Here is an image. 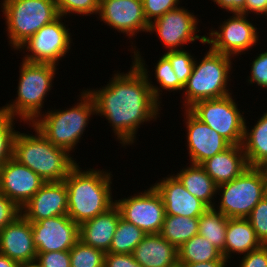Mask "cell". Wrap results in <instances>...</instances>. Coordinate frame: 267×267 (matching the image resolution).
I'll use <instances>...</instances> for the list:
<instances>
[{"label":"cell","instance_id":"obj_38","mask_svg":"<svg viewBox=\"0 0 267 267\" xmlns=\"http://www.w3.org/2000/svg\"><path fill=\"white\" fill-rule=\"evenodd\" d=\"M249 65H251V76H248L247 82L267 89V50L262 53L260 51Z\"/></svg>","mask_w":267,"mask_h":267},{"label":"cell","instance_id":"obj_1","mask_svg":"<svg viewBox=\"0 0 267 267\" xmlns=\"http://www.w3.org/2000/svg\"><path fill=\"white\" fill-rule=\"evenodd\" d=\"M108 82L102 88L86 91L94 100L96 115L108 120L116 141L125 148L138 140L136 134L144 122L160 117L161 105L153 97L145 75L133 62L127 73L117 71Z\"/></svg>","mask_w":267,"mask_h":267},{"label":"cell","instance_id":"obj_5","mask_svg":"<svg viewBox=\"0 0 267 267\" xmlns=\"http://www.w3.org/2000/svg\"><path fill=\"white\" fill-rule=\"evenodd\" d=\"M20 65L17 97L0 110L13 118H20L24 124H32L43 113L45 98L53 88L58 69L54 64L24 60Z\"/></svg>","mask_w":267,"mask_h":267},{"label":"cell","instance_id":"obj_16","mask_svg":"<svg viewBox=\"0 0 267 267\" xmlns=\"http://www.w3.org/2000/svg\"><path fill=\"white\" fill-rule=\"evenodd\" d=\"M189 163L201 165L204 161L227 149L231 144L214 129L184 109Z\"/></svg>","mask_w":267,"mask_h":267},{"label":"cell","instance_id":"obj_37","mask_svg":"<svg viewBox=\"0 0 267 267\" xmlns=\"http://www.w3.org/2000/svg\"><path fill=\"white\" fill-rule=\"evenodd\" d=\"M182 1V0H181ZM180 0H142L144 15L150 24L166 12L179 7Z\"/></svg>","mask_w":267,"mask_h":267},{"label":"cell","instance_id":"obj_4","mask_svg":"<svg viewBox=\"0 0 267 267\" xmlns=\"http://www.w3.org/2000/svg\"><path fill=\"white\" fill-rule=\"evenodd\" d=\"M80 98V99H79ZM78 102L70 108L45 110L32 125L53 145L75 152L77 144L88 127L90 117L96 114L92 96L84 89ZM72 151V152H71Z\"/></svg>","mask_w":267,"mask_h":267},{"label":"cell","instance_id":"obj_25","mask_svg":"<svg viewBox=\"0 0 267 267\" xmlns=\"http://www.w3.org/2000/svg\"><path fill=\"white\" fill-rule=\"evenodd\" d=\"M262 245L247 218H228L224 244V258L227 261L234 258L233 255H246Z\"/></svg>","mask_w":267,"mask_h":267},{"label":"cell","instance_id":"obj_21","mask_svg":"<svg viewBox=\"0 0 267 267\" xmlns=\"http://www.w3.org/2000/svg\"><path fill=\"white\" fill-rule=\"evenodd\" d=\"M120 217L119 209L114 204L107 211L98 214L79 226V240L85 245L107 253Z\"/></svg>","mask_w":267,"mask_h":267},{"label":"cell","instance_id":"obj_9","mask_svg":"<svg viewBox=\"0 0 267 267\" xmlns=\"http://www.w3.org/2000/svg\"><path fill=\"white\" fill-rule=\"evenodd\" d=\"M188 110L231 145H242L247 118L243 115L245 112L238 108L232 94L216 99L200 100Z\"/></svg>","mask_w":267,"mask_h":267},{"label":"cell","instance_id":"obj_27","mask_svg":"<svg viewBox=\"0 0 267 267\" xmlns=\"http://www.w3.org/2000/svg\"><path fill=\"white\" fill-rule=\"evenodd\" d=\"M242 147L248 166L267 168V110L251 129L245 120Z\"/></svg>","mask_w":267,"mask_h":267},{"label":"cell","instance_id":"obj_34","mask_svg":"<svg viewBox=\"0 0 267 267\" xmlns=\"http://www.w3.org/2000/svg\"><path fill=\"white\" fill-rule=\"evenodd\" d=\"M59 16L98 15L100 0H54ZM68 16V17H67Z\"/></svg>","mask_w":267,"mask_h":267},{"label":"cell","instance_id":"obj_24","mask_svg":"<svg viewBox=\"0 0 267 267\" xmlns=\"http://www.w3.org/2000/svg\"><path fill=\"white\" fill-rule=\"evenodd\" d=\"M135 44H131L132 49L130 48L129 51L133 53L132 55V62L142 71V73L145 75L148 85L151 88L153 97L161 104L162 98V90H166L170 93L174 91H183L184 86L179 82L178 78L175 75L174 70L172 69V65L170 64L169 60L162 54V56L157 60L156 65L154 66L155 69V79L159 84L157 86L152 84L153 81H151L152 77H149L151 72L146 67L147 64L144 61V57H142L140 50H136L137 46H134ZM149 73V74H148ZM162 89V90H161ZM161 99V100H160Z\"/></svg>","mask_w":267,"mask_h":267},{"label":"cell","instance_id":"obj_13","mask_svg":"<svg viewBox=\"0 0 267 267\" xmlns=\"http://www.w3.org/2000/svg\"><path fill=\"white\" fill-rule=\"evenodd\" d=\"M124 197L114 201L121 218L146 234L160 233L166 214L163 200L156 189L150 185L147 190Z\"/></svg>","mask_w":267,"mask_h":267},{"label":"cell","instance_id":"obj_8","mask_svg":"<svg viewBox=\"0 0 267 267\" xmlns=\"http://www.w3.org/2000/svg\"><path fill=\"white\" fill-rule=\"evenodd\" d=\"M0 4L11 50L59 17L54 0H3Z\"/></svg>","mask_w":267,"mask_h":267},{"label":"cell","instance_id":"obj_47","mask_svg":"<svg viewBox=\"0 0 267 267\" xmlns=\"http://www.w3.org/2000/svg\"><path fill=\"white\" fill-rule=\"evenodd\" d=\"M19 267H42L37 260L20 263Z\"/></svg>","mask_w":267,"mask_h":267},{"label":"cell","instance_id":"obj_6","mask_svg":"<svg viewBox=\"0 0 267 267\" xmlns=\"http://www.w3.org/2000/svg\"><path fill=\"white\" fill-rule=\"evenodd\" d=\"M233 57L214 52L209 48L199 61L195 58L192 74L184 86L181 109H188L200 100L216 99L233 94L231 82Z\"/></svg>","mask_w":267,"mask_h":267},{"label":"cell","instance_id":"obj_31","mask_svg":"<svg viewBox=\"0 0 267 267\" xmlns=\"http://www.w3.org/2000/svg\"><path fill=\"white\" fill-rule=\"evenodd\" d=\"M145 235L140 228L120 217L108 252L132 254Z\"/></svg>","mask_w":267,"mask_h":267},{"label":"cell","instance_id":"obj_40","mask_svg":"<svg viewBox=\"0 0 267 267\" xmlns=\"http://www.w3.org/2000/svg\"><path fill=\"white\" fill-rule=\"evenodd\" d=\"M21 215V208L0 192V231Z\"/></svg>","mask_w":267,"mask_h":267},{"label":"cell","instance_id":"obj_3","mask_svg":"<svg viewBox=\"0 0 267 267\" xmlns=\"http://www.w3.org/2000/svg\"><path fill=\"white\" fill-rule=\"evenodd\" d=\"M33 133L17 131L13 142V158L40 176L45 182L64 181L77 164L72 154L48 141L36 127Z\"/></svg>","mask_w":267,"mask_h":267},{"label":"cell","instance_id":"obj_11","mask_svg":"<svg viewBox=\"0 0 267 267\" xmlns=\"http://www.w3.org/2000/svg\"><path fill=\"white\" fill-rule=\"evenodd\" d=\"M230 18L220 23L218 30H210L205 36V43L214 52L233 57L251 51L259 41V32L256 25L250 22L248 15L242 13H230ZM246 51V52H245Z\"/></svg>","mask_w":267,"mask_h":267},{"label":"cell","instance_id":"obj_14","mask_svg":"<svg viewBox=\"0 0 267 267\" xmlns=\"http://www.w3.org/2000/svg\"><path fill=\"white\" fill-rule=\"evenodd\" d=\"M98 15L101 22L129 39L139 32L148 33L142 0H100Z\"/></svg>","mask_w":267,"mask_h":267},{"label":"cell","instance_id":"obj_26","mask_svg":"<svg viewBox=\"0 0 267 267\" xmlns=\"http://www.w3.org/2000/svg\"><path fill=\"white\" fill-rule=\"evenodd\" d=\"M173 175L191 195L200 199L209 208H213L217 197V185L201 165L190 163Z\"/></svg>","mask_w":267,"mask_h":267},{"label":"cell","instance_id":"obj_46","mask_svg":"<svg viewBox=\"0 0 267 267\" xmlns=\"http://www.w3.org/2000/svg\"><path fill=\"white\" fill-rule=\"evenodd\" d=\"M19 263L9 257L0 254V267H19Z\"/></svg>","mask_w":267,"mask_h":267},{"label":"cell","instance_id":"obj_23","mask_svg":"<svg viewBox=\"0 0 267 267\" xmlns=\"http://www.w3.org/2000/svg\"><path fill=\"white\" fill-rule=\"evenodd\" d=\"M132 254L143 267H174L178 264L177 248L159 233L146 234Z\"/></svg>","mask_w":267,"mask_h":267},{"label":"cell","instance_id":"obj_39","mask_svg":"<svg viewBox=\"0 0 267 267\" xmlns=\"http://www.w3.org/2000/svg\"><path fill=\"white\" fill-rule=\"evenodd\" d=\"M36 260L42 267H71L69 251L37 252Z\"/></svg>","mask_w":267,"mask_h":267},{"label":"cell","instance_id":"obj_15","mask_svg":"<svg viewBox=\"0 0 267 267\" xmlns=\"http://www.w3.org/2000/svg\"><path fill=\"white\" fill-rule=\"evenodd\" d=\"M37 252L70 251L79 241V225L68 215L31 222Z\"/></svg>","mask_w":267,"mask_h":267},{"label":"cell","instance_id":"obj_44","mask_svg":"<svg viewBox=\"0 0 267 267\" xmlns=\"http://www.w3.org/2000/svg\"><path fill=\"white\" fill-rule=\"evenodd\" d=\"M256 14L259 16L265 15L267 18V0H246L245 2V14Z\"/></svg>","mask_w":267,"mask_h":267},{"label":"cell","instance_id":"obj_33","mask_svg":"<svg viewBox=\"0 0 267 267\" xmlns=\"http://www.w3.org/2000/svg\"><path fill=\"white\" fill-rule=\"evenodd\" d=\"M14 120L17 121V118L0 110V167L13 157V142L17 133Z\"/></svg>","mask_w":267,"mask_h":267},{"label":"cell","instance_id":"obj_36","mask_svg":"<svg viewBox=\"0 0 267 267\" xmlns=\"http://www.w3.org/2000/svg\"><path fill=\"white\" fill-rule=\"evenodd\" d=\"M247 219L258 239L265 245L267 243V195L252 209Z\"/></svg>","mask_w":267,"mask_h":267},{"label":"cell","instance_id":"obj_42","mask_svg":"<svg viewBox=\"0 0 267 267\" xmlns=\"http://www.w3.org/2000/svg\"><path fill=\"white\" fill-rule=\"evenodd\" d=\"M239 267H267V247L262 245L256 250L243 255Z\"/></svg>","mask_w":267,"mask_h":267},{"label":"cell","instance_id":"obj_10","mask_svg":"<svg viewBox=\"0 0 267 267\" xmlns=\"http://www.w3.org/2000/svg\"><path fill=\"white\" fill-rule=\"evenodd\" d=\"M63 18L59 16L52 23L41 27L17 49V51L27 52L22 60L59 65V61L66 57L73 43V35L69 31L70 28L64 24L66 22Z\"/></svg>","mask_w":267,"mask_h":267},{"label":"cell","instance_id":"obj_19","mask_svg":"<svg viewBox=\"0 0 267 267\" xmlns=\"http://www.w3.org/2000/svg\"><path fill=\"white\" fill-rule=\"evenodd\" d=\"M152 186L163 200L166 215L199 218L209 208L191 195L172 173Z\"/></svg>","mask_w":267,"mask_h":267},{"label":"cell","instance_id":"obj_35","mask_svg":"<svg viewBox=\"0 0 267 267\" xmlns=\"http://www.w3.org/2000/svg\"><path fill=\"white\" fill-rule=\"evenodd\" d=\"M172 65L179 82L185 86L192 74L195 57L186 50L167 51L163 54Z\"/></svg>","mask_w":267,"mask_h":267},{"label":"cell","instance_id":"obj_41","mask_svg":"<svg viewBox=\"0 0 267 267\" xmlns=\"http://www.w3.org/2000/svg\"><path fill=\"white\" fill-rule=\"evenodd\" d=\"M104 267H143L133 257V254L105 253Z\"/></svg>","mask_w":267,"mask_h":267},{"label":"cell","instance_id":"obj_2","mask_svg":"<svg viewBox=\"0 0 267 267\" xmlns=\"http://www.w3.org/2000/svg\"><path fill=\"white\" fill-rule=\"evenodd\" d=\"M105 171L97 168L82 170L77 163L64 180L68 196L67 215L79 226L115 204L111 189L113 175L110 170Z\"/></svg>","mask_w":267,"mask_h":267},{"label":"cell","instance_id":"obj_45","mask_svg":"<svg viewBox=\"0 0 267 267\" xmlns=\"http://www.w3.org/2000/svg\"><path fill=\"white\" fill-rule=\"evenodd\" d=\"M227 263H231V261L227 260H213L207 262H199V263H178L182 267H226Z\"/></svg>","mask_w":267,"mask_h":267},{"label":"cell","instance_id":"obj_28","mask_svg":"<svg viewBox=\"0 0 267 267\" xmlns=\"http://www.w3.org/2000/svg\"><path fill=\"white\" fill-rule=\"evenodd\" d=\"M199 218L165 215L160 235L179 248L183 243L198 235Z\"/></svg>","mask_w":267,"mask_h":267},{"label":"cell","instance_id":"obj_29","mask_svg":"<svg viewBox=\"0 0 267 267\" xmlns=\"http://www.w3.org/2000/svg\"><path fill=\"white\" fill-rule=\"evenodd\" d=\"M178 263H199L213 260H226L222 252L205 237L193 236L177 248Z\"/></svg>","mask_w":267,"mask_h":267},{"label":"cell","instance_id":"obj_18","mask_svg":"<svg viewBox=\"0 0 267 267\" xmlns=\"http://www.w3.org/2000/svg\"><path fill=\"white\" fill-rule=\"evenodd\" d=\"M67 213L68 196L64 181L45 182L21 208V214L30 222L67 215Z\"/></svg>","mask_w":267,"mask_h":267},{"label":"cell","instance_id":"obj_22","mask_svg":"<svg viewBox=\"0 0 267 267\" xmlns=\"http://www.w3.org/2000/svg\"><path fill=\"white\" fill-rule=\"evenodd\" d=\"M201 166L217 186L236 179L249 167L242 145H230Z\"/></svg>","mask_w":267,"mask_h":267},{"label":"cell","instance_id":"obj_32","mask_svg":"<svg viewBox=\"0 0 267 267\" xmlns=\"http://www.w3.org/2000/svg\"><path fill=\"white\" fill-rule=\"evenodd\" d=\"M71 267H104L105 253L79 240L69 251Z\"/></svg>","mask_w":267,"mask_h":267},{"label":"cell","instance_id":"obj_43","mask_svg":"<svg viewBox=\"0 0 267 267\" xmlns=\"http://www.w3.org/2000/svg\"><path fill=\"white\" fill-rule=\"evenodd\" d=\"M217 4L219 8L225 9L228 13H242L245 14L246 0H211Z\"/></svg>","mask_w":267,"mask_h":267},{"label":"cell","instance_id":"obj_20","mask_svg":"<svg viewBox=\"0 0 267 267\" xmlns=\"http://www.w3.org/2000/svg\"><path fill=\"white\" fill-rule=\"evenodd\" d=\"M0 254L19 264L36 260L32 225L22 214L0 231Z\"/></svg>","mask_w":267,"mask_h":267},{"label":"cell","instance_id":"obj_30","mask_svg":"<svg viewBox=\"0 0 267 267\" xmlns=\"http://www.w3.org/2000/svg\"><path fill=\"white\" fill-rule=\"evenodd\" d=\"M228 218L214 208H208L199 217V232L200 236L205 237L217 249L222 252L224 257V244L226 241V228Z\"/></svg>","mask_w":267,"mask_h":267},{"label":"cell","instance_id":"obj_12","mask_svg":"<svg viewBox=\"0 0 267 267\" xmlns=\"http://www.w3.org/2000/svg\"><path fill=\"white\" fill-rule=\"evenodd\" d=\"M183 7L179 6L170 10L149 24L148 32L150 34L156 32L163 47L166 48L165 52L166 50H185L187 43H193L197 39L202 44H206V35L196 34L201 31L197 27L199 19L193 14L194 12Z\"/></svg>","mask_w":267,"mask_h":267},{"label":"cell","instance_id":"obj_7","mask_svg":"<svg viewBox=\"0 0 267 267\" xmlns=\"http://www.w3.org/2000/svg\"><path fill=\"white\" fill-rule=\"evenodd\" d=\"M219 201L213 208L227 218H247L267 195V172L264 167H248L240 176L217 186Z\"/></svg>","mask_w":267,"mask_h":267},{"label":"cell","instance_id":"obj_17","mask_svg":"<svg viewBox=\"0 0 267 267\" xmlns=\"http://www.w3.org/2000/svg\"><path fill=\"white\" fill-rule=\"evenodd\" d=\"M45 181L11 157L0 167V192L22 208Z\"/></svg>","mask_w":267,"mask_h":267}]
</instances>
